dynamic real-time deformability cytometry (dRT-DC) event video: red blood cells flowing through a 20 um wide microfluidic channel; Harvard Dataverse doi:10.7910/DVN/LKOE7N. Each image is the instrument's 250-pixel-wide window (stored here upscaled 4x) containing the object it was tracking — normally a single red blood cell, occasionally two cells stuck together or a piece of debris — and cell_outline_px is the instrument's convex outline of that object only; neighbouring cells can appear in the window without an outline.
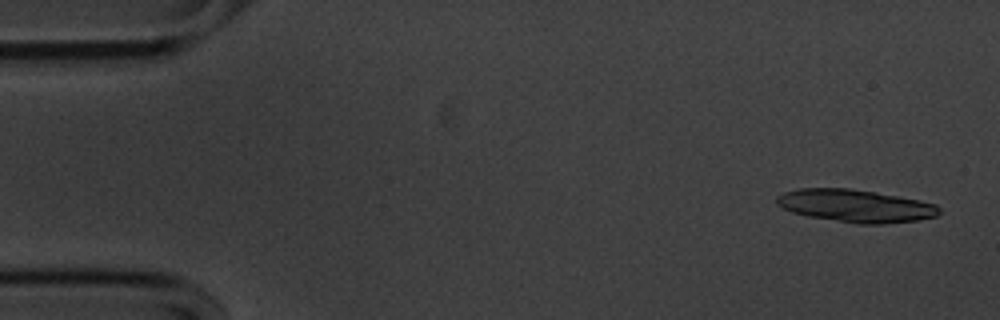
{"species": "common noctule bat (a hibernating species)", "species_latin": "Nyctalus noctula", "temperature_condition": "cold", "stored_images_in_passage": 55, "segment_of_instrument_passage": [1, 2], "camera_frame_rate_fps": 3000, "um_per_image_px": 0.085, "animal": {"sex": "male", "body_mass_g": 20.1, "forearm_length_mm": 53.5}, "frame": {"image": 1, "passage_image": 2, "time_ms": 0.333, "image_size_px": [1000, 320], "cell_outline_px": [[940, 212], [936, 216], [916, 220], [884, 224], [860, 224], [808, 216], [792, 212], [776, 204], [776, 196], [784, 192], [800, 188], [848, 188], [876, 192], [920, 200], [936, 204], [940, 208]], "centroid_in_image_um": [72.72, 17.49], "position_along_channel_um": 12.3, "area_um2": 30.87}}